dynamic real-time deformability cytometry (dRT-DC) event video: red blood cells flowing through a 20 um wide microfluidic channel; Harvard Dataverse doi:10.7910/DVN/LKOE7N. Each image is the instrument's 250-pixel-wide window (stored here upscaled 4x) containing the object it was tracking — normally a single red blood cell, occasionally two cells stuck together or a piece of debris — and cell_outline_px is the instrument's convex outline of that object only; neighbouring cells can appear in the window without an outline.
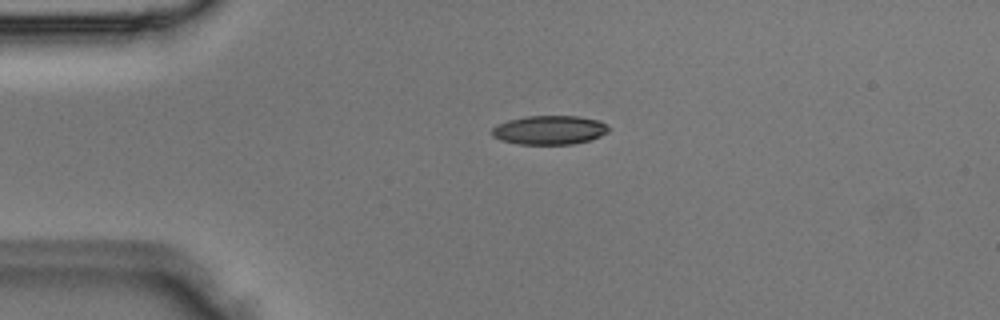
{"species": "Egyptian fruit bat (a non-hibernating species)", "species_latin": "Rousettus aegyptiacus", "temperature_condition": "room temperature", "stored_images_in_passage": 5, "camera_frame_rate_fps": 3000, "um_per_image_px": 0.085, "animal": {"sex": "male"}, "frame": {"image": 1, "passage_image": 2, "time_ms": 0.333, "image_size_px": [1000, 320], "cell_outline_px": [[608, 132], [600, 136], [588, 140], [572, 144], [520, 144], [500, 140], [492, 136], [492, 128], [496, 124], [508, 120], [524, 116], [580, 116], [600, 120], [608, 128]], "centroid_in_image_um": [46.67, 11.04], "position_along_channel_um": 38.3, "area_um2": 19.71}}
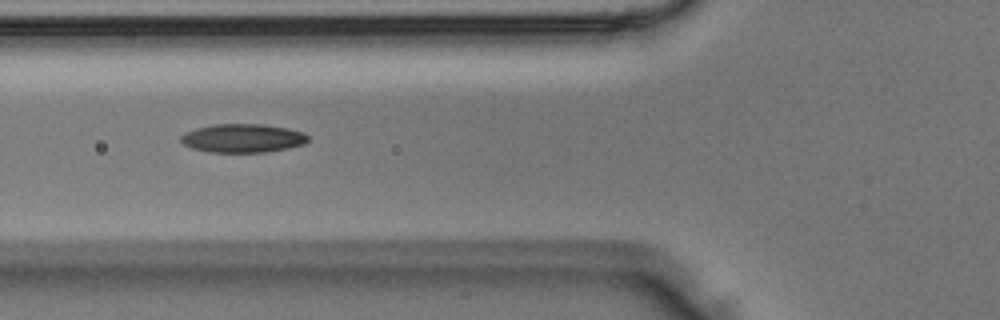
{"frame": {"image": 2, "passage_image": 4, "time_ms": 1.0, "image_size_px": [1000, 320], "cell_outline_px": [[308, 140], [304, 144], [288, 148], [264, 152], [208, 152], [192, 148], [184, 144], [180, 140], [180, 136], [184, 132], [196, 128], [216, 124], [264, 124], [288, 128], [304, 132], [308, 136]], "centroid_in_image_um": [20.63, 11.74], "position_along_channel_um": 105.2, "area_um2": 21.27}}